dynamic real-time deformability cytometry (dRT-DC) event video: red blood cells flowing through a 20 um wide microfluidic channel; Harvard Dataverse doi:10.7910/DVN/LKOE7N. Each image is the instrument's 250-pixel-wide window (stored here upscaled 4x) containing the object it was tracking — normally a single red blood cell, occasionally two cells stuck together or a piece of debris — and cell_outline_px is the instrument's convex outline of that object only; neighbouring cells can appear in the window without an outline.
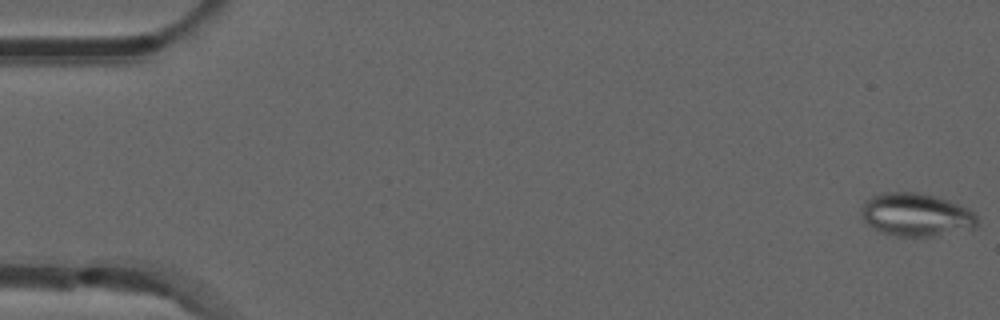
{"species": "common noctule bat (a hibernating species)", "species_latin": "Nyctalus noctula", "temperature_condition": "room temperature", "stored_images_in_passage": 53, "camera_frame_rate_fps": 3000, "um_per_image_px": 0.085, "animal": {"sex": "male", "forearm_length_mm": 52.5}, "frame": {"image": 1, "passage_image": 1, "time_ms": 0.0, "image_size_px": [1000, 320], "cell_outline_px": [[980, 224], [976, 228], [940, 236], [896, 236], [880, 232], [868, 224], [864, 220], [860, 212], [860, 208], [864, 200], [880, 192], [920, 192], [936, 196], [948, 200], [968, 208], [976, 216]], "centroid_in_image_um": [77.88, 18.25], "position_along_channel_um": 7.1, "area_um2": 29.65}}
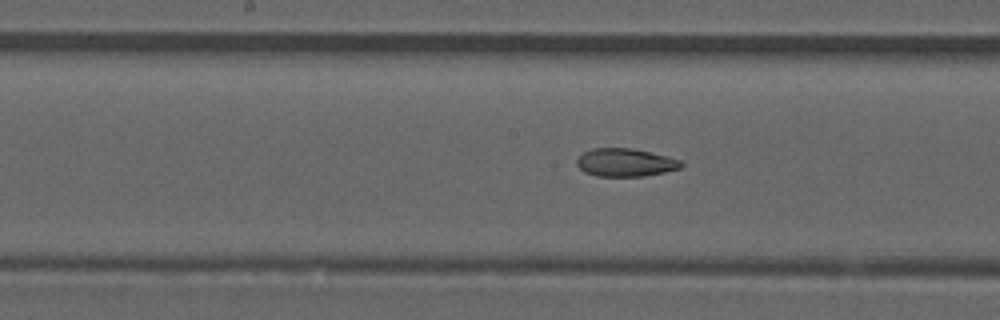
{"frame": {"image": 2, "passage_image": 27, "time_ms": 8.667, "image_size_px": [1000, 320], "cell_outline_px": [[684, 164], [680, 168], [664, 172], [644, 176], [596, 176], [584, 172], [576, 164], [576, 160], [584, 152], [592, 148], [632, 148], [680, 160]], "centroid_in_image_um": [53.12, 13.82], "position_along_channel_um": 195.1, "area_um2": 16.88}}
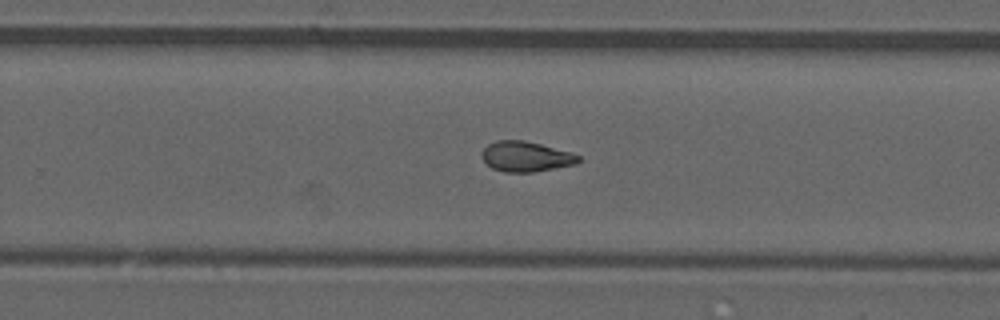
{"frame": {"image": 3, "passage_image": 34, "time_ms": 11.0, "image_size_px": [1000, 320], "cell_outline_px": [[580, 160], [576, 164], [532, 172], [504, 172], [492, 168], [480, 156], [480, 152], [488, 144], [496, 140], [524, 140], [540, 144], [568, 152], [580, 156]], "centroid_in_image_um": [44.65, 13.3], "position_along_channel_um": 285.2, "area_um2": 16.88}, "authors_computed_cell_mechanics": {"area_um2": 17.5134, "velocity_mm_per_s": 3.8808, "shape_relaxation_time_tau1_ms": null, "shape_relaxation_time_tau2_ms": 2.9361, "deformation_change_tau1": null, "deformation_change_tau2": 0.0999}}